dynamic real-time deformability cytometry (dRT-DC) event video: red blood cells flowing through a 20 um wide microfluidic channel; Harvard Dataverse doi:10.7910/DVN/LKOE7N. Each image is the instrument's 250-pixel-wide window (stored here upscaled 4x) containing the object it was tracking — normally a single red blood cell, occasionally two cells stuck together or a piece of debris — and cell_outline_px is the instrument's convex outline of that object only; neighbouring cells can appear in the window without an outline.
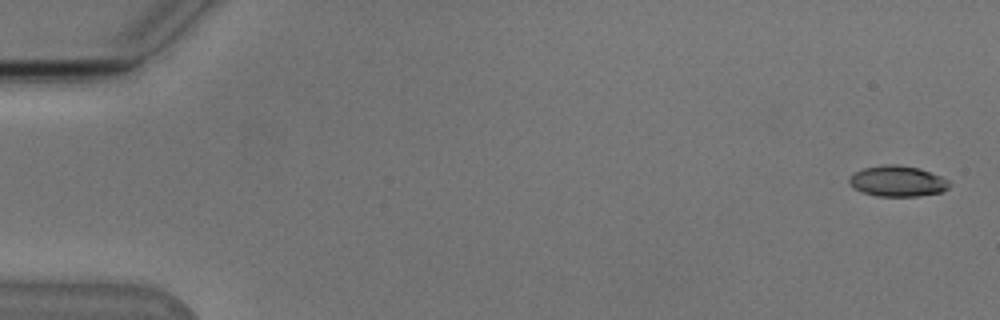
{"species": "Egyptian fruit bat (a non-hibernating species)", "species_latin": "Rousettus aegyptiacus", "temperature_condition": "cold", "stored_images_in_passage": 40, "camera_frame_rate_fps": 3000, "um_per_image_px": 0.085, "animal": {"sex": "male"}, "frame": {"image": 1, "passage_image": 1, "time_ms": 0.0, "image_size_px": [1000, 320], "cell_outline_px": [[952, 184], [948, 188], [940, 192], [916, 196], [876, 196], [852, 188], [848, 184], [848, 176], [864, 168], [884, 164], [896, 164], [920, 168], [940, 176], [948, 180]], "centroid_in_image_um": [76.26, 15.39], "position_along_channel_um": 8.7, "area_um2": 18.03}}
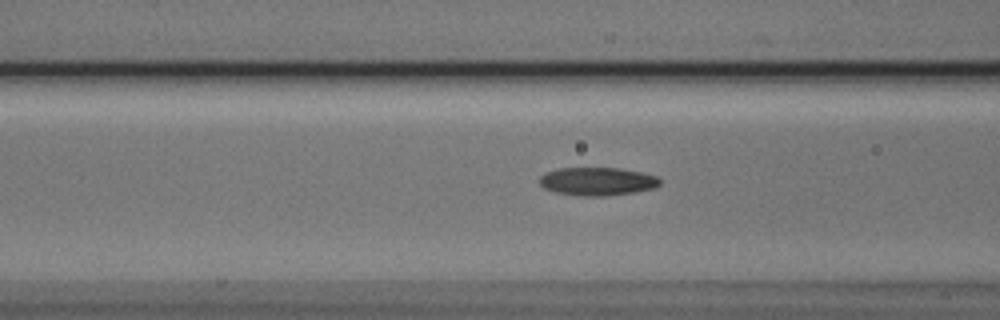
{"frame": {"image": 2, "passage_image": 21, "time_ms": 6.667, "image_size_px": [1000, 320], "cell_outline_px": [[660, 184], [652, 188], [632, 192], [608, 196], [580, 196], [556, 192], [544, 188], [540, 184], [540, 176], [544, 172], [556, 168], [620, 168], [640, 172], [656, 176], [660, 180]], "centroid_in_image_um": [50.72, 15.41], "position_along_channel_um": 115.9, "area_um2": 19.71}}
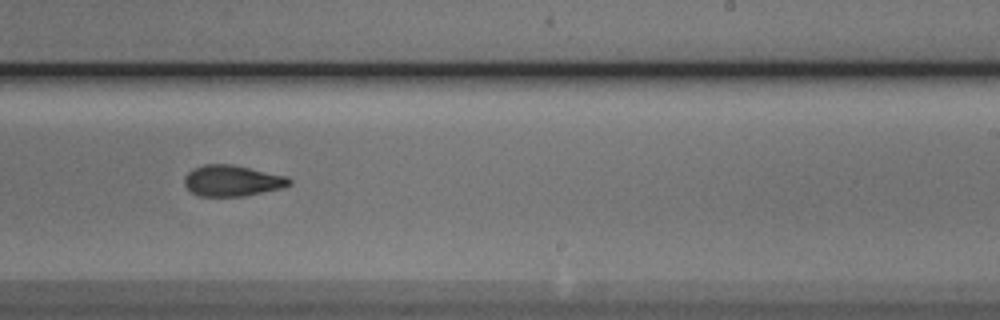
{"frame": {"image": 3, "passage_image": 33, "time_ms": 10.667, "image_size_px": [1000, 320], "cell_outline_px": [[292, 184], [280, 188], [244, 196], [200, 196], [188, 192], [184, 184], [184, 176], [192, 168], [204, 164], [232, 164], [288, 176], [292, 180]], "centroid_in_image_um": [19.7, 15.35], "position_along_channel_um": 269.3, "area_um2": 19.19}}